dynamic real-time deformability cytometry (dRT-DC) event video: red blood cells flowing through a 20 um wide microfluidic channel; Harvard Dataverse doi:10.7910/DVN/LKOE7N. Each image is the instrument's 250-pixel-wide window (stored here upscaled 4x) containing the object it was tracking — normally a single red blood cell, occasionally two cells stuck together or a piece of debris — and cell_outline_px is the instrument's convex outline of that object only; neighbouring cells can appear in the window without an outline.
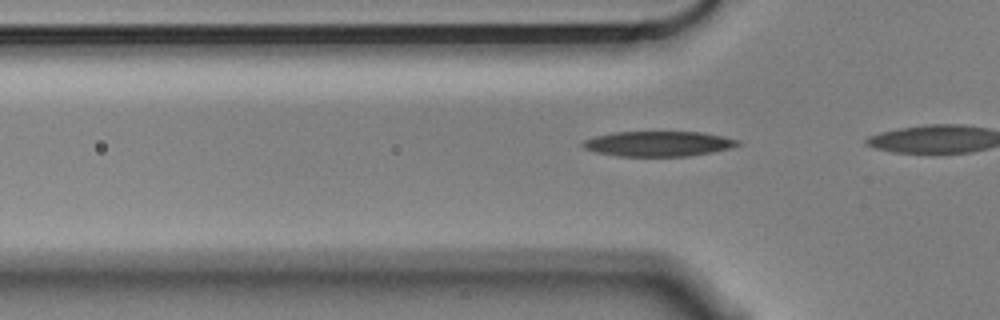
{"species": "Egyptian fruit bat (a non-hibernating species)", "species_latin": "Rousettus aegyptiacus", "temperature_condition": "cold", "stored_images_in_passage": 10, "camera_frame_rate_fps": 3000, "um_per_image_px": 0.085, "animal": {"sex": "male"}, "frame": {"image": 1, "passage_image": 5, "time_ms": 1.333, "image_size_px": [1000, 320], "cell_outline_px": [[740, 144], [732, 148], [712, 152], [688, 156], [616, 156], [596, 152], [584, 148], [580, 144], [584, 140], [596, 136], [616, 132], [700, 132], [740, 140]], "centroid_in_image_um": [55.95, 12.22], "position_along_channel_um": 69.8, "area_um2": 22.6}}
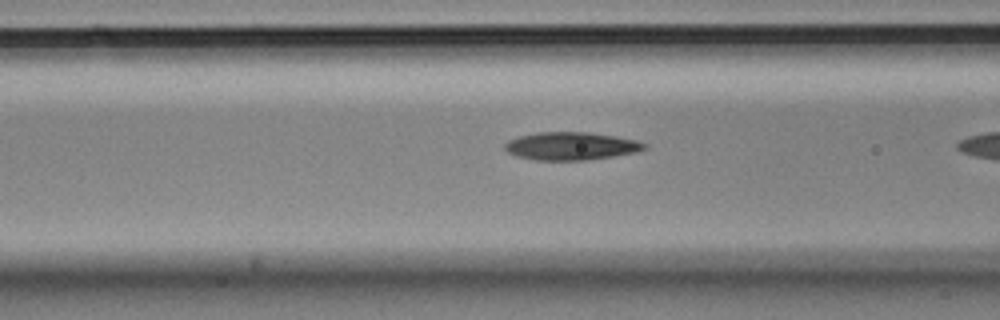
{"frame": {"image": 2, "passage_image": 9, "time_ms": 2.667, "image_size_px": [1000, 320], "cell_outline_px": [[648, 148], [636, 152], [588, 160], [536, 160], [516, 156], [508, 152], [504, 148], [504, 144], [508, 140], [520, 136], [536, 132], [588, 132], [616, 136], [636, 140], [648, 144]], "centroid_in_image_um": [48.55, 12.41], "position_along_channel_um": 118.1, "area_um2": 22.77}}